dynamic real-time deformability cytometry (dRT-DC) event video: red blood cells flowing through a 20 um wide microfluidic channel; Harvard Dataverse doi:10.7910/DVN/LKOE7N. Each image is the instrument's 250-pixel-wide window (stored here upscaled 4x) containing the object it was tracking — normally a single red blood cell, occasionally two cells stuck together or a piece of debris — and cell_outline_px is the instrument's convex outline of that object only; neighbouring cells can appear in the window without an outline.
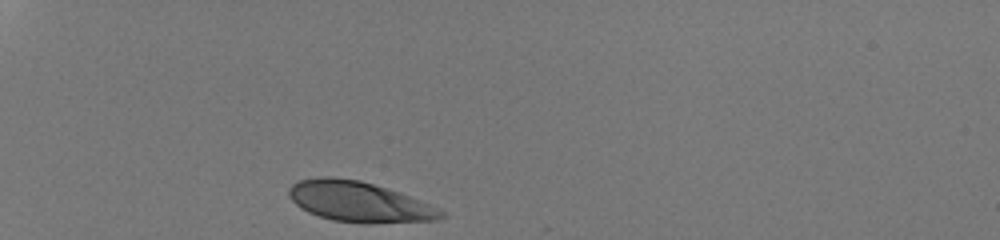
{"species": "human", "species_latin": "Homo sapiens", "temperature_condition": "room temperature", "stored_images_in_passage": 29, "camera_frame_rate_fps": 3000, "um_per_image_px": 0.085, "donor": {"sex": "male"}, "frame": {"image": 1, "passage_image": 1, "time_ms": 0.0, "image_size_px": [1000, 240], "cell_outline_px": [[444, 216], [436, 220], [364, 224], [332, 220], [308, 212], [300, 208], [288, 196], [288, 188], [292, 184], [300, 180], [324, 176], [332, 176], [360, 180], [400, 192], [440, 208], [444, 212]], "centroid_in_image_um": [30.52, 17.15], "position_along_channel_um": 54.5, "area_um2": 35.95}}
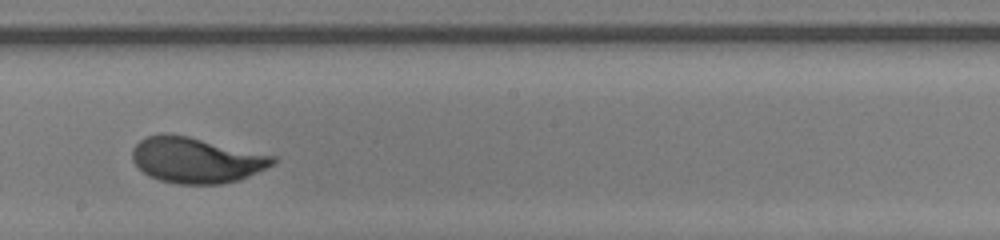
{"frame": {"image": 2, "passage_image": 17, "time_ms": 5.333, "image_size_px": [1000, 240], "cell_outline_px": [[276, 164], [240, 180], [220, 184], [176, 184], [160, 180], [148, 176], [132, 160], [132, 148], [140, 140], [148, 136], [160, 132], [164, 132], [188, 136], [276, 156]], "centroid_in_image_um": [16.68, 13.6], "position_along_channel_um": 231.5, "area_um2": 37.63}}
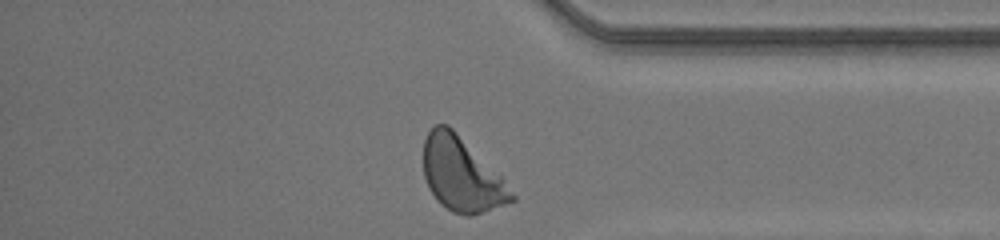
{"frame": {"image": 3, "passage_image": 29, "time_ms": 9.333, "image_size_px": [1000, 240], "cell_outline_px": [[516, 200], [468, 216], [464, 216], [452, 212], [440, 204], [436, 200], [428, 188], [424, 176], [424, 140], [428, 132], [436, 124], [448, 124], [504, 180], [516, 196]], "centroid_in_image_um": [39.2, 14.84], "position_along_channel_um": 396.0, "area_um2": 37.4}, "authors_computed_cell_mechanics": {"area_um2": 36.7608, "velocity_mm_per_s": 4.2011, "shape_relaxation_time_tau1_ms": 2.2828, "shape_relaxation_time_tau2_ms": null, "deformation_change_tau1": 0.1702, "deformation_change_tau2": null}}